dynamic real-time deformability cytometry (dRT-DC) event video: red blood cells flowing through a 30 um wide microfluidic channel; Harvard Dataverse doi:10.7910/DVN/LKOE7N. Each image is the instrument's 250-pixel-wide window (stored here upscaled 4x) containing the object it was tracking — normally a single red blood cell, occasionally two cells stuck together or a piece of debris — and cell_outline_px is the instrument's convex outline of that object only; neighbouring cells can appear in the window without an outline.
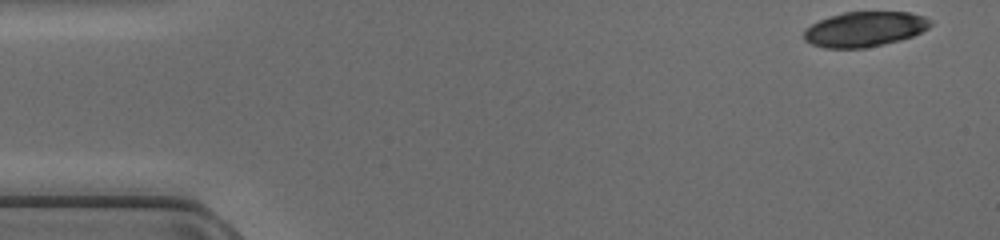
{"species": "common noctule bat (a hibernating species)", "species_latin": "Nyctalus noctula", "temperature_condition": "cold", "stored_images_in_passage": 45, "camera_frame_rate_fps": 3000, "um_per_image_px": 0.085, "animal": {"sex": "female", "body_mass_g": 17.0, "forearm_length_mm": 48.0}, "frame": {"image": 1, "passage_image": 1, "time_ms": 0.0, "image_size_px": [1000, 240], "cell_outline_px": [[932, 24], [928, 28], [912, 36], [900, 40], [884, 44], [864, 48], [824, 48], [812, 44], [804, 40], [804, 28], [828, 16], [844, 12], [908, 12], [924, 16], [932, 20]], "centroid_in_image_um": [73.48, 2.48], "position_along_channel_um": 11.5, "area_um2": 25.89}}
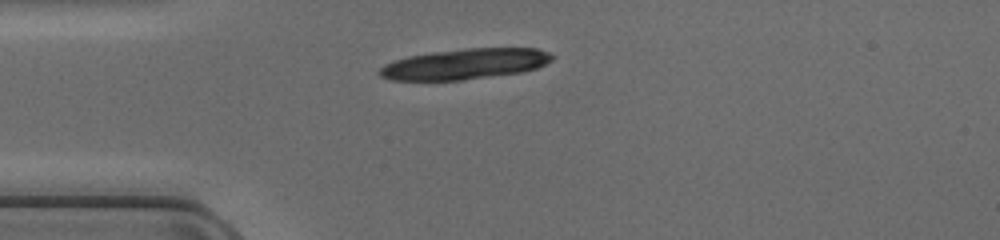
{"frame": {"image": 2, "passage_image": 11, "time_ms": 3.333, "image_size_px": [1000, 240], "cell_outline_px": [[556, 56], [552, 60], [536, 68], [520, 72], [464, 80], [388, 80], [380, 76], [376, 72], [384, 64], [408, 56], [432, 52], [468, 48], [536, 48], [548, 52]], "centroid_in_image_um": [39.5, 5.44], "position_along_channel_um": 45.5, "area_um2": 30.75}}
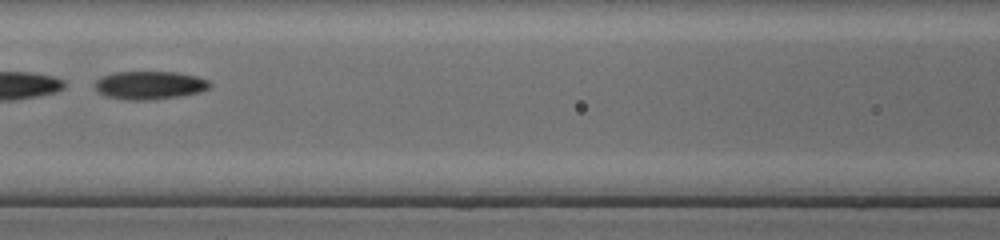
{"frame": {"image": 3, "passage_image": 20, "time_ms": 6.333, "image_size_px": [1000, 240], "cell_outline_px": [[212, 84], [208, 88], [200, 92], [176, 96], [148, 100], [128, 100], [104, 96], [96, 92], [96, 80], [104, 76], [116, 72], [176, 72], [196, 76], [208, 80]], "centroid_in_image_um": [12.7, 7.24], "position_along_channel_um": 153.9, "area_um2": 18.73}}